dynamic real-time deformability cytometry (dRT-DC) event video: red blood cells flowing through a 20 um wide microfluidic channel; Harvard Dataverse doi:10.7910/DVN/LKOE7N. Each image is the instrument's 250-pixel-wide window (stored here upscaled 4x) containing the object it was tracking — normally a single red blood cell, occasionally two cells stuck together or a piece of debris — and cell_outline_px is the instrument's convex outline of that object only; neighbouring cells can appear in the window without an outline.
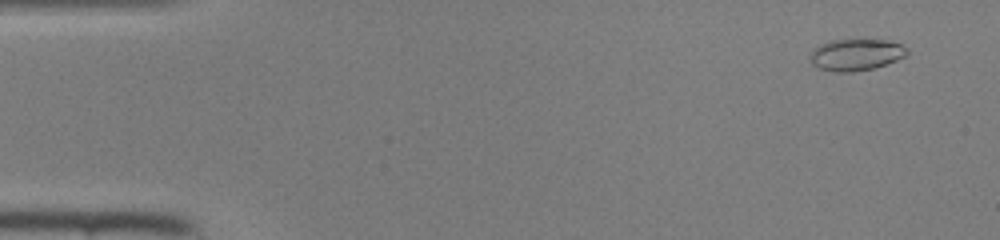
{"species": "common noctule bat (a hibernating species)", "species_latin": "Nyctalus noctula", "temperature_condition": "room temperature", "stored_images_in_passage": 47, "camera_frame_rate_fps": 3000, "um_per_image_px": 0.085, "animal": {"sex": "female", "body_mass_g": 22.0, "forearm_length_mm": 56.7}, "frame": {"image": 1, "passage_image": 3, "time_ms": 0.667, "image_size_px": [1000, 240], "cell_outline_px": [[908, 56], [872, 68], [852, 72], [832, 72], [820, 68], [812, 64], [812, 52], [816, 48], [832, 40], [884, 40], [900, 44], [908, 48]], "centroid_in_image_um": [72.81, 4.66], "position_along_channel_um": 12.2, "area_um2": 17.46}}
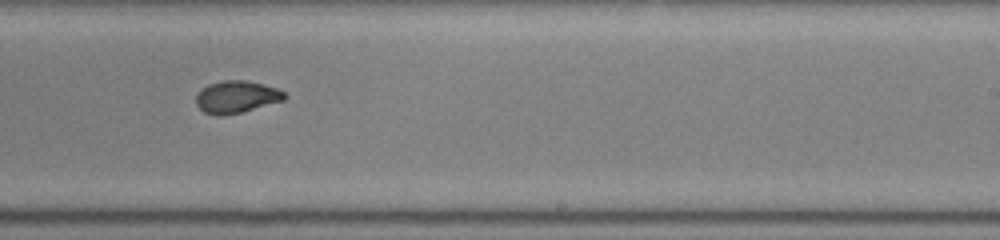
{"frame": {"image": 2, "passage_image": 29, "time_ms": 9.333, "image_size_px": [1000, 240], "cell_outline_px": [[288, 96], [284, 100], [240, 112], [224, 116], [216, 116], [204, 112], [196, 104], [196, 96], [200, 88], [208, 84], [224, 80], [244, 80], [264, 84], [276, 88], [284, 92]], "centroid_in_image_um": [20.07, 8.23], "position_along_channel_um": 268.9, "area_um2": 16.65}}
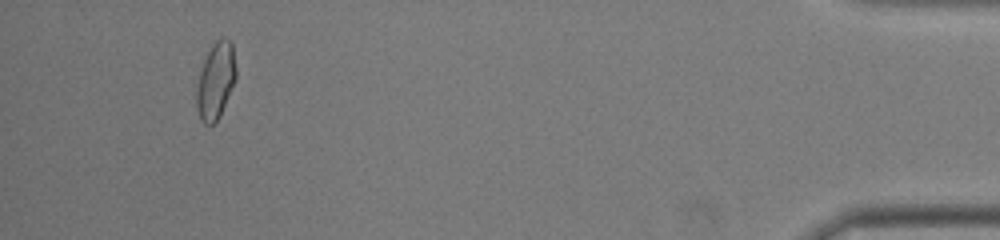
{"frame": {"image": 3, "passage_image": 44, "time_ms": 14.333, "image_size_px": [1000, 240], "cell_outline_px": [[236, 80], [220, 116], [212, 124], [204, 124], [200, 120], [196, 108], [196, 88], [200, 72], [204, 60], [212, 44], [220, 36], [224, 36], [232, 40], [236, 68]], "centroid_in_image_um": [18.34, 6.83], "position_along_channel_um": 416.9, "area_um2": 17.92}}